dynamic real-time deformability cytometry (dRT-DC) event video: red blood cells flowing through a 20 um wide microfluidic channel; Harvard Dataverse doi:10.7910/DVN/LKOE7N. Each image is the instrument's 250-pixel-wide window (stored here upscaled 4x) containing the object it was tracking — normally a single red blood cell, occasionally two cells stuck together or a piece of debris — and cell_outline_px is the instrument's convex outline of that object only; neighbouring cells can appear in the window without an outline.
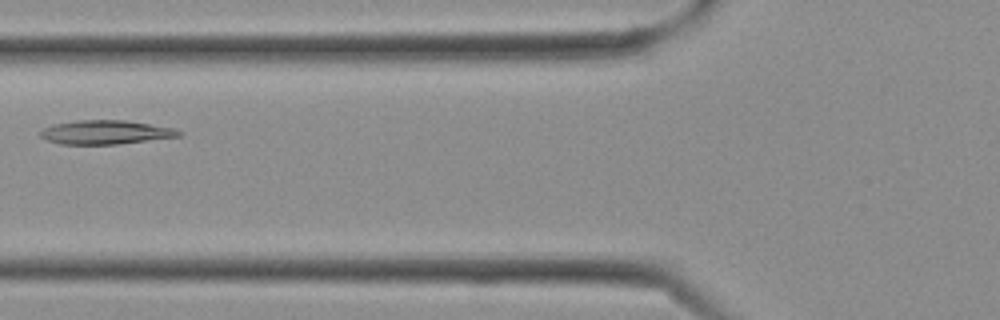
{"species": "Egyptian fruit bat (a non-hibernating species)", "species_latin": "Rousettus aegyptiacus", "temperature_condition": "cold", "stored_images_in_passage": 9, "camera_frame_rate_fps": 3000, "um_per_image_px": 0.085, "frame": {"image": 1, "passage_image": 8, "time_ms": 2.333, "image_size_px": [1000, 320], "cell_outline_px": [[184, 132], [180, 136], [120, 144], [60, 144], [48, 140], [40, 136], [40, 132], [44, 128], [56, 124], [76, 120], [124, 120], [176, 128]], "centroid_in_image_um": [9.03, 11.24], "position_along_channel_um": 116.8, "area_um2": 19.25}}